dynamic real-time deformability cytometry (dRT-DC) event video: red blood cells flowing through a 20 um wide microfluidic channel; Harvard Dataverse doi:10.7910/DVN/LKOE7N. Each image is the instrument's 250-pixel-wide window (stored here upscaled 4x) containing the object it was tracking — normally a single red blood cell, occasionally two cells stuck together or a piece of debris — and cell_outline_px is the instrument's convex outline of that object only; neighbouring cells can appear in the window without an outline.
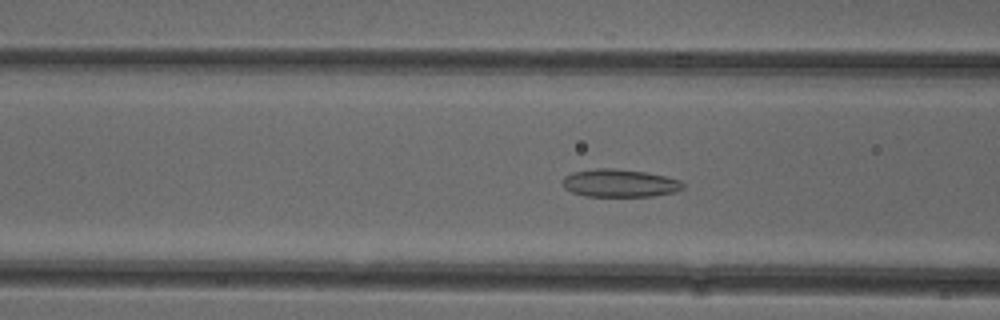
{"species": "common noctule bat (a hibernating species)", "species_latin": "Nyctalus noctula", "temperature_condition": "cold", "stored_images_in_passage": 39, "camera_frame_rate_fps": 3000, "um_per_image_px": 0.085, "animal": {"sex": "female"}, "frame": {"image": 1, "passage_image": 6, "time_ms": 1.667, "image_size_px": [1000, 320], "cell_outline_px": [[684, 188], [672, 192], [652, 196], [584, 196], [572, 192], [564, 188], [564, 176], [572, 172], [596, 168], [612, 168], [644, 172], [664, 176], [680, 180], [684, 184]], "centroid_in_image_um": [52.65, 15.56], "position_along_channel_um": 113.9, "area_um2": 19.36}}
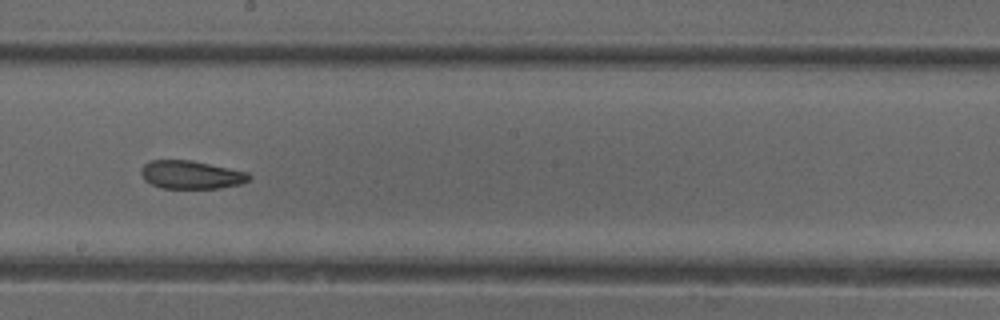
{"frame": {"image": 2, "passage_image": 15, "time_ms": 4.667, "image_size_px": [1000, 320], "cell_outline_px": [[252, 176], [248, 180], [240, 184], [220, 188], [160, 188], [144, 180], [140, 172], [140, 168], [144, 164], [152, 160], [192, 160], [248, 172]], "centroid_in_image_um": [16.23, 14.85], "position_along_channel_um": 232.0, "area_um2": 17.8}}
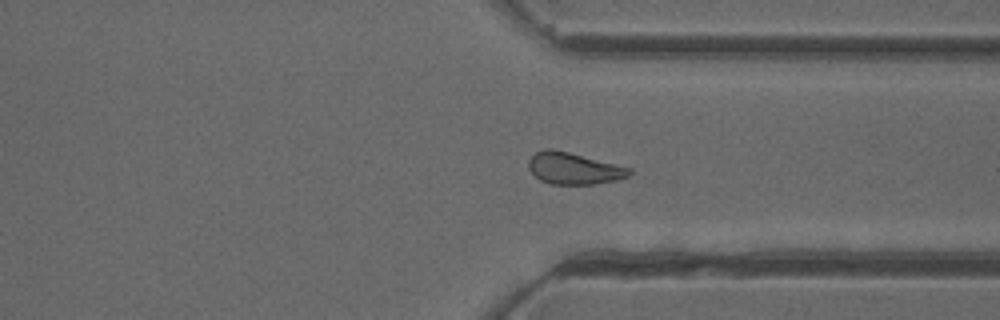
{"frame": {"image": 3, "passage_image": 25, "time_ms": 8.0, "image_size_px": [1000, 320], "cell_outline_px": [[632, 172], [628, 176], [616, 180], [596, 184], [552, 184], [540, 180], [528, 168], [528, 160], [536, 152], [544, 148], [552, 148], [632, 168]], "centroid_in_image_um": [48.76, 14.31], "position_along_channel_um": 362.6, "area_um2": 18.55}, "authors_computed_cell_mechanics": {"area_um2": 18.9584, "velocity_mm_per_s": 3.9293, "shape_relaxation_time_tau1_ms": null, "shape_relaxation_time_tau2_ms": 2.6976, "deformation_change_tau1": null, "deformation_change_tau2": 0.0834}}